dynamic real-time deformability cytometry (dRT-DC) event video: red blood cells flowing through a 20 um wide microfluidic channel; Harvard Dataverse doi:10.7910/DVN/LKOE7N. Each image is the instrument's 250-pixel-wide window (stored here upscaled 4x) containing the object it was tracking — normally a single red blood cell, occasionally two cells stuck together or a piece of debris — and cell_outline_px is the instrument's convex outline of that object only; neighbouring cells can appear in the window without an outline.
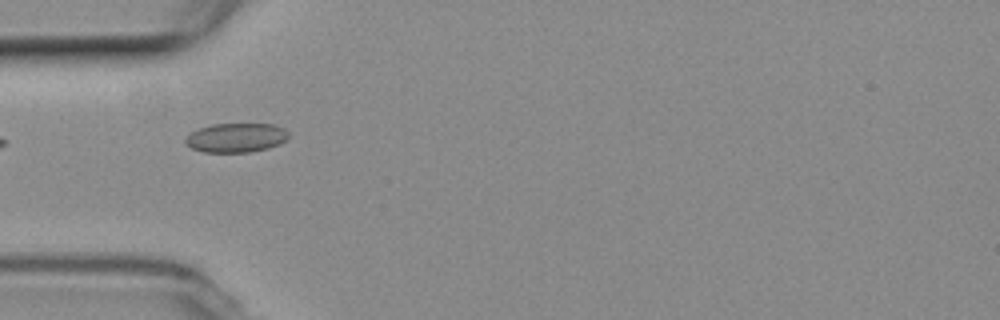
{"species": "common noctule bat (a hibernating species)", "species_latin": "Nyctalus noctula", "temperature_condition": "room temperature", "stored_images_in_passage": 8, "camera_frame_rate_fps": 3000, "um_per_image_px": 0.085, "animal": {"sex": "female", "body_mass_g": 19.3, "forearm_length_mm": 54.1}, "frame": {"image": 1, "passage_image": 2, "time_ms": 0.333, "image_size_px": [1000, 320], "cell_outline_px": [[288, 140], [280, 144], [268, 148], [248, 152], [204, 152], [192, 148], [184, 144], [184, 140], [192, 132], [200, 128], [212, 124], [272, 124], [284, 128], [288, 132]], "centroid_in_image_um": [20.09, 11.71], "position_along_channel_um": 64.9, "area_um2": 17.57}}
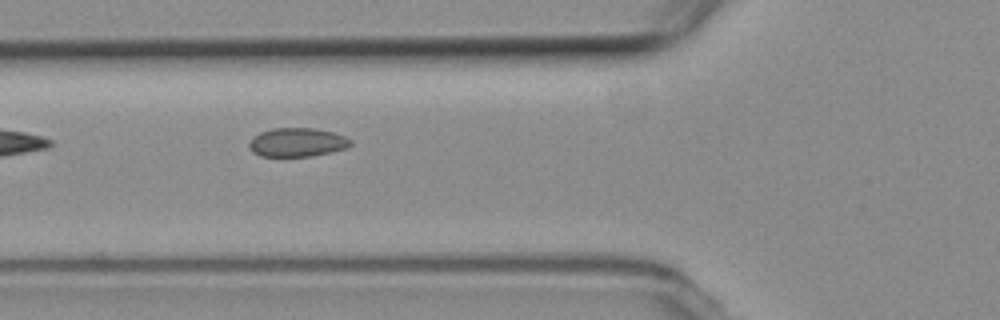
{"frame": {"image": 2, "passage_image": 5, "time_ms": 1.333, "image_size_px": [1000, 320], "cell_outline_px": [[352, 144], [348, 148], [312, 156], [260, 156], [252, 152], [248, 148], [248, 144], [252, 136], [260, 132], [272, 128], [312, 128], [332, 132], [344, 136], [352, 140]], "centroid_in_image_um": [25.23, 12.1], "position_along_channel_um": 100.6, "area_um2": 17.17}}